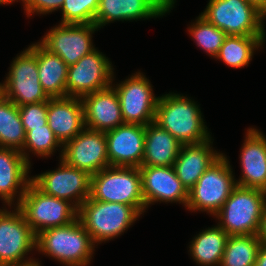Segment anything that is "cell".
<instances>
[{
    "instance_id": "1",
    "label": "cell",
    "mask_w": 266,
    "mask_h": 266,
    "mask_svg": "<svg viewBox=\"0 0 266 266\" xmlns=\"http://www.w3.org/2000/svg\"><path fill=\"white\" fill-rule=\"evenodd\" d=\"M155 122L182 145L200 143L211 138L200 108L183 95L171 93L159 97Z\"/></svg>"
},
{
    "instance_id": "2",
    "label": "cell",
    "mask_w": 266,
    "mask_h": 266,
    "mask_svg": "<svg viewBox=\"0 0 266 266\" xmlns=\"http://www.w3.org/2000/svg\"><path fill=\"white\" fill-rule=\"evenodd\" d=\"M94 245L78 217L67 225L42 231L36 240V250L66 266H86L92 258Z\"/></svg>"
},
{
    "instance_id": "3",
    "label": "cell",
    "mask_w": 266,
    "mask_h": 266,
    "mask_svg": "<svg viewBox=\"0 0 266 266\" xmlns=\"http://www.w3.org/2000/svg\"><path fill=\"white\" fill-rule=\"evenodd\" d=\"M265 206V191L237 185L215 216L229 236L257 235Z\"/></svg>"
},
{
    "instance_id": "4",
    "label": "cell",
    "mask_w": 266,
    "mask_h": 266,
    "mask_svg": "<svg viewBox=\"0 0 266 266\" xmlns=\"http://www.w3.org/2000/svg\"><path fill=\"white\" fill-rule=\"evenodd\" d=\"M90 197L98 201L130 205L142 214L145 201L139 168L109 166L91 175Z\"/></svg>"
},
{
    "instance_id": "5",
    "label": "cell",
    "mask_w": 266,
    "mask_h": 266,
    "mask_svg": "<svg viewBox=\"0 0 266 266\" xmlns=\"http://www.w3.org/2000/svg\"><path fill=\"white\" fill-rule=\"evenodd\" d=\"M140 215L133 206L89 197L78 208L77 217L95 244L120 235Z\"/></svg>"
},
{
    "instance_id": "6",
    "label": "cell",
    "mask_w": 266,
    "mask_h": 266,
    "mask_svg": "<svg viewBox=\"0 0 266 266\" xmlns=\"http://www.w3.org/2000/svg\"><path fill=\"white\" fill-rule=\"evenodd\" d=\"M230 167L222 154L188 191L186 207L216 215L237 186Z\"/></svg>"
},
{
    "instance_id": "7",
    "label": "cell",
    "mask_w": 266,
    "mask_h": 266,
    "mask_svg": "<svg viewBox=\"0 0 266 266\" xmlns=\"http://www.w3.org/2000/svg\"><path fill=\"white\" fill-rule=\"evenodd\" d=\"M17 207L36 236L49 228L72 223L78 215V209L69 201L44 194L32 182Z\"/></svg>"
},
{
    "instance_id": "8",
    "label": "cell",
    "mask_w": 266,
    "mask_h": 266,
    "mask_svg": "<svg viewBox=\"0 0 266 266\" xmlns=\"http://www.w3.org/2000/svg\"><path fill=\"white\" fill-rule=\"evenodd\" d=\"M201 16L235 36H265V16L246 0H209Z\"/></svg>"
},
{
    "instance_id": "9",
    "label": "cell",
    "mask_w": 266,
    "mask_h": 266,
    "mask_svg": "<svg viewBox=\"0 0 266 266\" xmlns=\"http://www.w3.org/2000/svg\"><path fill=\"white\" fill-rule=\"evenodd\" d=\"M4 82L0 83V93L18 107L50 99L39 81L35 44L13 60Z\"/></svg>"
},
{
    "instance_id": "10",
    "label": "cell",
    "mask_w": 266,
    "mask_h": 266,
    "mask_svg": "<svg viewBox=\"0 0 266 266\" xmlns=\"http://www.w3.org/2000/svg\"><path fill=\"white\" fill-rule=\"evenodd\" d=\"M15 210L0 209V266L36 263L32 258L24 260V256L36 249L37 236L17 206Z\"/></svg>"
},
{
    "instance_id": "11",
    "label": "cell",
    "mask_w": 266,
    "mask_h": 266,
    "mask_svg": "<svg viewBox=\"0 0 266 266\" xmlns=\"http://www.w3.org/2000/svg\"><path fill=\"white\" fill-rule=\"evenodd\" d=\"M60 161L58 169L33 176L31 182L44 194L69 201L78 209L90 197L91 175Z\"/></svg>"
},
{
    "instance_id": "12",
    "label": "cell",
    "mask_w": 266,
    "mask_h": 266,
    "mask_svg": "<svg viewBox=\"0 0 266 266\" xmlns=\"http://www.w3.org/2000/svg\"><path fill=\"white\" fill-rule=\"evenodd\" d=\"M111 62L98 50L83 56L68 67L66 96L83 98L112 85Z\"/></svg>"
},
{
    "instance_id": "13",
    "label": "cell",
    "mask_w": 266,
    "mask_h": 266,
    "mask_svg": "<svg viewBox=\"0 0 266 266\" xmlns=\"http://www.w3.org/2000/svg\"><path fill=\"white\" fill-rule=\"evenodd\" d=\"M140 72L115 86L124 123L146 126L155 121L159 97L152 92L150 81Z\"/></svg>"
},
{
    "instance_id": "14",
    "label": "cell",
    "mask_w": 266,
    "mask_h": 266,
    "mask_svg": "<svg viewBox=\"0 0 266 266\" xmlns=\"http://www.w3.org/2000/svg\"><path fill=\"white\" fill-rule=\"evenodd\" d=\"M61 159L69 166L94 175L109 167L105 132L84 128L62 149Z\"/></svg>"
},
{
    "instance_id": "15",
    "label": "cell",
    "mask_w": 266,
    "mask_h": 266,
    "mask_svg": "<svg viewBox=\"0 0 266 266\" xmlns=\"http://www.w3.org/2000/svg\"><path fill=\"white\" fill-rule=\"evenodd\" d=\"M95 24H62L51 29L40 43L50 53L58 55L68 66L95 50L92 33Z\"/></svg>"
},
{
    "instance_id": "16",
    "label": "cell",
    "mask_w": 266,
    "mask_h": 266,
    "mask_svg": "<svg viewBox=\"0 0 266 266\" xmlns=\"http://www.w3.org/2000/svg\"><path fill=\"white\" fill-rule=\"evenodd\" d=\"M110 166L140 167L144 156L145 126L124 123L105 132Z\"/></svg>"
},
{
    "instance_id": "17",
    "label": "cell",
    "mask_w": 266,
    "mask_h": 266,
    "mask_svg": "<svg viewBox=\"0 0 266 266\" xmlns=\"http://www.w3.org/2000/svg\"><path fill=\"white\" fill-rule=\"evenodd\" d=\"M139 170L145 209L158 201L187 205L188 191L177 177L173 166H140Z\"/></svg>"
},
{
    "instance_id": "18",
    "label": "cell",
    "mask_w": 266,
    "mask_h": 266,
    "mask_svg": "<svg viewBox=\"0 0 266 266\" xmlns=\"http://www.w3.org/2000/svg\"><path fill=\"white\" fill-rule=\"evenodd\" d=\"M175 0H99L95 25L100 28L115 20H137L165 15Z\"/></svg>"
},
{
    "instance_id": "19",
    "label": "cell",
    "mask_w": 266,
    "mask_h": 266,
    "mask_svg": "<svg viewBox=\"0 0 266 266\" xmlns=\"http://www.w3.org/2000/svg\"><path fill=\"white\" fill-rule=\"evenodd\" d=\"M85 128L107 132L124 124L120 100L114 86L81 98Z\"/></svg>"
},
{
    "instance_id": "20",
    "label": "cell",
    "mask_w": 266,
    "mask_h": 266,
    "mask_svg": "<svg viewBox=\"0 0 266 266\" xmlns=\"http://www.w3.org/2000/svg\"><path fill=\"white\" fill-rule=\"evenodd\" d=\"M47 124L64 146L85 128L81 98L66 96L47 101Z\"/></svg>"
},
{
    "instance_id": "21",
    "label": "cell",
    "mask_w": 266,
    "mask_h": 266,
    "mask_svg": "<svg viewBox=\"0 0 266 266\" xmlns=\"http://www.w3.org/2000/svg\"><path fill=\"white\" fill-rule=\"evenodd\" d=\"M240 155L242 176L238 186L266 192V138L257 129H248Z\"/></svg>"
},
{
    "instance_id": "22",
    "label": "cell",
    "mask_w": 266,
    "mask_h": 266,
    "mask_svg": "<svg viewBox=\"0 0 266 266\" xmlns=\"http://www.w3.org/2000/svg\"><path fill=\"white\" fill-rule=\"evenodd\" d=\"M211 139L195 144L181 145L173 168L182 185L189 191L202 174L222 153L213 151Z\"/></svg>"
},
{
    "instance_id": "23",
    "label": "cell",
    "mask_w": 266,
    "mask_h": 266,
    "mask_svg": "<svg viewBox=\"0 0 266 266\" xmlns=\"http://www.w3.org/2000/svg\"><path fill=\"white\" fill-rule=\"evenodd\" d=\"M30 166L20 151L0 147V197L8 206L12 204L14 196L20 192L19 199L17 198L18 205L31 183V178H28ZM18 189L21 191H17Z\"/></svg>"
},
{
    "instance_id": "24",
    "label": "cell",
    "mask_w": 266,
    "mask_h": 266,
    "mask_svg": "<svg viewBox=\"0 0 266 266\" xmlns=\"http://www.w3.org/2000/svg\"><path fill=\"white\" fill-rule=\"evenodd\" d=\"M181 143L155 121L145 126L144 156L141 166H173Z\"/></svg>"
},
{
    "instance_id": "25",
    "label": "cell",
    "mask_w": 266,
    "mask_h": 266,
    "mask_svg": "<svg viewBox=\"0 0 266 266\" xmlns=\"http://www.w3.org/2000/svg\"><path fill=\"white\" fill-rule=\"evenodd\" d=\"M39 81L50 98L66 97L68 65L40 43L35 44Z\"/></svg>"
},
{
    "instance_id": "26",
    "label": "cell",
    "mask_w": 266,
    "mask_h": 266,
    "mask_svg": "<svg viewBox=\"0 0 266 266\" xmlns=\"http://www.w3.org/2000/svg\"><path fill=\"white\" fill-rule=\"evenodd\" d=\"M228 237L219 225L202 231L189 247L194 261L201 266H220Z\"/></svg>"
},
{
    "instance_id": "27",
    "label": "cell",
    "mask_w": 266,
    "mask_h": 266,
    "mask_svg": "<svg viewBox=\"0 0 266 266\" xmlns=\"http://www.w3.org/2000/svg\"><path fill=\"white\" fill-rule=\"evenodd\" d=\"M265 41V36L227 35L215 58L229 67L242 68L250 63L254 50Z\"/></svg>"
},
{
    "instance_id": "28",
    "label": "cell",
    "mask_w": 266,
    "mask_h": 266,
    "mask_svg": "<svg viewBox=\"0 0 266 266\" xmlns=\"http://www.w3.org/2000/svg\"><path fill=\"white\" fill-rule=\"evenodd\" d=\"M25 130L19 108L0 93V147L23 149Z\"/></svg>"
},
{
    "instance_id": "29",
    "label": "cell",
    "mask_w": 266,
    "mask_h": 266,
    "mask_svg": "<svg viewBox=\"0 0 266 266\" xmlns=\"http://www.w3.org/2000/svg\"><path fill=\"white\" fill-rule=\"evenodd\" d=\"M260 244L258 235L229 236L220 266H255Z\"/></svg>"
},
{
    "instance_id": "30",
    "label": "cell",
    "mask_w": 266,
    "mask_h": 266,
    "mask_svg": "<svg viewBox=\"0 0 266 266\" xmlns=\"http://www.w3.org/2000/svg\"><path fill=\"white\" fill-rule=\"evenodd\" d=\"M189 33L196 40L197 46L209 53L210 56L216 57L227 34L215 25L208 22L201 15L197 18L196 23L191 25Z\"/></svg>"
},
{
    "instance_id": "31",
    "label": "cell",
    "mask_w": 266,
    "mask_h": 266,
    "mask_svg": "<svg viewBox=\"0 0 266 266\" xmlns=\"http://www.w3.org/2000/svg\"><path fill=\"white\" fill-rule=\"evenodd\" d=\"M59 146L63 147L47 124L42 127L33 128L30 131H25V142L20 152L24 156V159L31 164L25 152L27 148L38 156L47 157L53 154L55 148Z\"/></svg>"
},
{
    "instance_id": "32",
    "label": "cell",
    "mask_w": 266,
    "mask_h": 266,
    "mask_svg": "<svg viewBox=\"0 0 266 266\" xmlns=\"http://www.w3.org/2000/svg\"><path fill=\"white\" fill-rule=\"evenodd\" d=\"M99 0H64L62 24H94Z\"/></svg>"
},
{
    "instance_id": "33",
    "label": "cell",
    "mask_w": 266,
    "mask_h": 266,
    "mask_svg": "<svg viewBox=\"0 0 266 266\" xmlns=\"http://www.w3.org/2000/svg\"><path fill=\"white\" fill-rule=\"evenodd\" d=\"M18 108L25 131L47 125V101L25 104Z\"/></svg>"
},
{
    "instance_id": "34",
    "label": "cell",
    "mask_w": 266,
    "mask_h": 266,
    "mask_svg": "<svg viewBox=\"0 0 266 266\" xmlns=\"http://www.w3.org/2000/svg\"><path fill=\"white\" fill-rule=\"evenodd\" d=\"M17 1V0H14ZM24 3L28 16L32 13L47 14L57 9H61L64 0H21Z\"/></svg>"
},
{
    "instance_id": "35",
    "label": "cell",
    "mask_w": 266,
    "mask_h": 266,
    "mask_svg": "<svg viewBox=\"0 0 266 266\" xmlns=\"http://www.w3.org/2000/svg\"><path fill=\"white\" fill-rule=\"evenodd\" d=\"M255 266H266V243H261L259 246Z\"/></svg>"
},
{
    "instance_id": "36",
    "label": "cell",
    "mask_w": 266,
    "mask_h": 266,
    "mask_svg": "<svg viewBox=\"0 0 266 266\" xmlns=\"http://www.w3.org/2000/svg\"><path fill=\"white\" fill-rule=\"evenodd\" d=\"M257 235L260 240V243H266V206L263 212L259 232Z\"/></svg>"
},
{
    "instance_id": "37",
    "label": "cell",
    "mask_w": 266,
    "mask_h": 266,
    "mask_svg": "<svg viewBox=\"0 0 266 266\" xmlns=\"http://www.w3.org/2000/svg\"><path fill=\"white\" fill-rule=\"evenodd\" d=\"M249 4L266 16V0H246Z\"/></svg>"
},
{
    "instance_id": "38",
    "label": "cell",
    "mask_w": 266,
    "mask_h": 266,
    "mask_svg": "<svg viewBox=\"0 0 266 266\" xmlns=\"http://www.w3.org/2000/svg\"><path fill=\"white\" fill-rule=\"evenodd\" d=\"M14 0H0V4H9L12 3Z\"/></svg>"
},
{
    "instance_id": "39",
    "label": "cell",
    "mask_w": 266,
    "mask_h": 266,
    "mask_svg": "<svg viewBox=\"0 0 266 266\" xmlns=\"http://www.w3.org/2000/svg\"><path fill=\"white\" fill-rule=\"evenodd\" d=\"M27 266H41V265L38 262H36V263H33L31 265H27Z\"/></svg>"
}]
</instances>
